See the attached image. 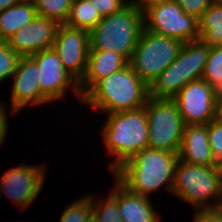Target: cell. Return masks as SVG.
Masks as SVG:
<instances>
[{"label": "cell", "instance_id": "1", "mask_svg": "<svg viewBox=\"0 0 222 222\" xmlns=\"http://www.w3.org/2000/svg\"><path fill=\"white\" fill-rule=\"evenodd\" d=\"M178 153L145 148L135 153L113 174L130 191L151 197L163 186L172 192Z\"/></svg>", "mask_w": 222, "mask_h": 222}, {"label": "cell", "instance_id": "2", "mask_svg": "<svg viewBox=\"0 0 222 222\" xmlns=\"http://www.w3.org/2000/svg\"><path fill=\"white\" fill-rule=\"evenodd\" d=\"M149 87L128 64L120 71L98 80L83 96L81 103L104 114L144 107Z\"/></svg>", "mask_w": 222, "mask_h": 222}, {"label": "cell", "instance_id": "3", "mask_svg": "<svg viewBox=\"0 0 222 222\" xmlns=\"http://www.w3.org/2000/svg\"><path fill=\"white\" fill-rule=\"evenodd\" d=\"M107 115L100 134L108 156L114 158L107 163L114 173L135 153L148 147V119L144 107Z\"/></svg>", "mask_w": 222, "mask_h": 222}, {"label": "cell", "instance_id": "4", "mask_svg": "<svg viewBox=\"0 0 222 222\" xmlns=\"http://www.w3.org/2000/svg\"><path fill=\"white\" fill-rule=\"evenodd\" d=\"M143 27V12L129 2L99 21L89 33V50L114 51L129 62Z\"/></svg>", "mask_w": 222, "mask_h": 222}, {"label": "cell", "instance_id": "5", "mask_svg": "<svg viewBox=\"0 0 222 222\" xmlns=\"http://www.w3.org/2000/svg\"><path fill=\"white\" fill-rule=\"evenodd\" d=\"M171 193L195 210L222 206V184L216 166L193 165L178 160Z\"/></svg>", "mask_w": 222, "mask_h": 222}, {"label": "cell", "instance_id": "6", "mask_svg": "<svg viewBox=\"0 0 222 222\" xmlns=\"http://www.w3.org/2000/svg\"><path fill=\"white\" fill-rule=\"evenodd\" d=\"M210 49L201 39L184 42L177 58L149 87V97L173 99L190 81L200 79Z\"/></svg>", "mask_w": 222, "mask_h": 222}, {"label": "cell", "instance_id": "7", "mask_svg": "<svg viewBox=\"0 0 222 222\" xmlns=\"http://www.w3.org/2000/svg\"><path fill=\"white\" fill-rule=\"evenodd\" d=\"M181 40L151 32L143 27L129 65L150 87L156 78L177 58Z\"/></svg>", "mask_w": 222, "mask_h": 222}, {"label": "cell", "instance_id": "8", "mask_svg": "<svg viewBox=\"0 0 222 222\" xmlns=\"http://www.w3.org/2000/svg\"><path fill=\"white\" fill-rule=\"evenodd\" d=\"M144 108L148 119V148L179 153L186 124L173 99L149 97Z\"/></svg>", "mask_w": 222, "mask_h": 222}, {"label": "cell", "instance_id": "9", "mask_svg": "<svg viewBox=\"0 0 222 222\" xmlns=\"http://www.w3.org/2000/svg\"><path fill=\"white\" fill-rule=\"evenodd\" d=\"M142 12L144 28L151 32L183 43L199 39V20L185 13L174 0H163Z\"/></svg>", "mask_w": 222, "mask_h": 222}, {"label": "cell", "instance_id": "10", "mask_svg": "<svg viewBox=\"0 0 222 222\" xmlns=\"http://www.w3.org/2000/svg\"><path fill=\"white\" fill-rule=\"evenodd\" d=\"M220 94L203 78L190 81L173 98L186 125L208 124L216 118Z\"/></svg>", "mask_w": 222, "mask_h": 222}, {"label": "cell", "instance_id": "11", "mask_svg": "<svg viewBox=\"0 0 222 222\" xmlns=\"http://www.w3.org/2000/svg\"><path fill=\"white\" fill-rule=\"evenodd\" d=\"M44 165L45 163L30 166L22 163L17 167H10L0 176L1 197L5 193L19 209L28 208L44 187Z\"/></svg>", "mask_w": 222, "mask_h": 222}, {"label": "cell", "instance_id": "12", "mask_svg": "<svg viewBox=\"0 0 222 222\" xmlns=\"http://www.w3.org/2000/svg\"><path fill=\"white\" fill-rule=\"evenodd\" d=\"M38 66V84L41 94L51 103L67 96L72 88L81 102L78 82L64 69L59 56L53 48L45 49L30 56Z\"/></svg>", "mask_w": 222, "mask_h": 222}, {"label": "cell", "instance_id": "13", "mask_svg": "<svg viewBox=\"0 0 222 222\" xmlns=\"http://www.w3.org/2000/svg\"><path fill=\"white\" fill-rule=\"evenodd\" d=\"M52 48L64 69L79 83L87 68L89 32L60 24Z\"/></svg>", "mask_w": 222, "mask_h": 222}, {"label": "cell", "instance_id": "14", "mask_svg": "<svg viewBox=\"0 0 222 222\" xmlns=\"http://www.w3.org/2000/svg\"><path fill=\"white\" fill-rule=\"evenodd\" d=\"M38 66L30 56H21L12 75L10 112L18 114L24 107L45 105L50 102L41 94L38 84Z\"/></svg>", "mask_w": 222, "mask_h": 222}, {"label": "cell", "instance_id": "15", "mask_svg": "<svg viewBox=\"0 0 222 222\" xmlns=\"http://www.w3.org/2000/svg\"><path fill=\"white\" fill-rule=\"evenodd\" d=\"M59 26L57 21L37 15L8 38L7 44L20 56H31L52 48Z\"/></svg>", "mask_w": 222, "mask_h": 222}, {"label": "cell", "instance_id": "16", "mask_svg": "<svg viewBox=\"0 0 222 222\" xmlns=\"http://www.w3.org/2000/svg\"><path fill=\"white\" fill-rule=\"evenodd\" d=\"M178 158L187 164L216 165L209 145L208 124L186 125Z\"/></svg>", "mask_w": 222, "mask_h": 222}, {"label": "cell", "instance_id": "17", "mask_svg": "<svg viewBox=\"0 0 222 222\" xmlns=\"http://www.w3.org/2000/svg\"><path fill=\"white\" fill-rule=\"evenodd\" d=\"M129 62L114 51L89 50L87 68L84 77L78 83L83 96L98 80L122 70Z\"/></svg>", "mask_w": 222, "mask_h": 222}, {"label": "cell", "instance_id": "18", "mask_svg": "<svg viewBox=\"0 0 222 222\" xmlns=\"http://www.w3.org/2000/svg\"><path fill=\"white\" fill-rule=\"evenodd\" d=\"M150 200L130 191L117 179V203L122 222H160Z\"/></svg>", "mask_w": 222, "mask_h": 222}, {"label": "cell", "instance_id": "19", "mask_svg": "<svg viewBox=\"0 0 222 222\" xmlns=\"http://www.w3.org/2000/svg\"><path fill=\"white\" fill-rule=\"evenodd\" d=\"M36 16L37 10L33 0H22L18 4L0 11V40L7 41Z\"/></svg>", "mask_w": 222, "mask_h": 222}, {"label": "cell", "instance_id": "20", "mask_svg": "<svg viewBox=\"0 0 222 222\" xmlns=\"http://www.w3.org/2000/svg\"><path fill=\"white\" fill-rule=\"evenodd\" d=\"M199 39L210 47L222 45V6L211 4L199 19Z\"/></svg>", "mask_w": 222, "mask_h": 222}, {"label": "cell", "instance_id": "21", "mask_svg": "<svg viewBox=\"0 0 222 222\" xmlns=\"http://www.w3.org/2000/svg\"><path fill=\"white\" fill-rule=\"evenodd\" d=\"M102 18L91 1L73 0L70 15L65 24L90 33Z\"/></svg>", "mask_w": 222, "mask_h": 222}, {"label": "cell", "instance_id": "22", "mask_svg": "<svg viewBox=\"0 0 222 222\" xmlns=\"http://www.w3.org/2000/svg\"><path fill=\"white\" fill-rule=\"evenodd\" d=\"M116 186L111 188L109 196H106L104 200L94 198L95 195L92 194V208H93V222H122V218L119 213L118 203H117V178Z\"/></svg>", "mask_w": 222, "mask_h": 222}, {"label": "cell", "instance_id": "23", "mask_svg": "<svg viewBox=\"0 0 222 222\" xmlns=\"http://www.w3.org/2000/svg\"><path fill=\"white\" fill-rule=\"evenodd\" d=\"M37 15L65 24L69 18L73 0H33Z\"/></svg>", "mask_w": 222, "mask_h": 222}, {"label": "cell", "instance_id": "24", "mask_svg": "<svg viewBox=\"0 0 222 222\" xmlns=\"http://www.w3.org/2000/svg\"><path fill=\"white\" fill-rule=\"evenodd\" d=\"M70 203L66 204L59 222H93L92 195Z\"/></svg>", "mask_w": 222, "mask_h": 222}, {"label": "cell", "instance_id": "25", "mask_svg": "<svg viewBox=\"0 0 222 222\" xmlns=\"http://www.w3.org/2000/svg\"><path fill=\"white\" fill-rule=\"evenodd\" d=\"M201 78L222 93V45L211 47Z\"/></svg>", "mask_w": 222, "mask_h": 222}, {"label": "cell", "instance_id": "26", "mask_svg": "<svg viewBox=\"0 0 222 222\" xmlns=\"http://www.w3.org/2000/svg\"><path fill=\"white\" fill-rule=\"evenodd\" d=\"M20 57L18 53L8 46L7 41L0 40V83L12 77Z\"/></svg>", "mask_w": 222, "mask_h": 222}, {"label": "cell", "instance_id": "27", "mask_svg": "<svg viewBox=\"0 0 222 222\" xmlns=\"http://www.w3.org/2000/svg\"><path fill=\"white\" fill-rule=\"evenodd\" d=\"M209 145L216 161L222 158V122L213 119L208 123Z\"/></svg>", "mask_w": 222, "mask_h": 222}, {"label": "cell", "instance_id": "28", "mask_svg": "<svg viewBox=\"0 0 222 222\" xmlns=\"http://www.w3.org/2000/svg\"><path fill=\"white\" fill-rule=\"evenodd\" d=\"M185 13L196 17L198 20L210 7L211 0H174Z\"/></svg>", "mask_w": 222, "mask_h": 222}, {"label": "cell", "instance_id": "29", "mask_svg": "<svg viewBox=\"0 0 222 222\" xmlns=\"http://www.w3.org/2000/svg\"><path fill=\"white\" fill-rule=\"evenodd\" d=\"M94 4L95 8L99 10L102 17L111 15L124 6H126L130 0H89Z\"/></svg>", "mask_w": 222, "mask_h": 222}, {"label": "cell", "instance_id": "30", "mask_svg": "<svg viewBox=\"0 0 222 222\" xmlns=\"http://www.w3.org/2000/svg\"><path fill=\"white\" fill-rule=\"evenodd\" d=\"M193 222H222V208L196 210Z\"/></svg>", "mask_w": 222, "mask_h": 222}, {"label": "cell", "instance_id": "31", "mask_svg": "<svg viewBox=\"0 0 222 222\" xmlns=\"http://www.w3.org/2000/svg\"><path fill=\"white\" fill-rule=\"evenodd\" d=\"M0 147H2L5 142V138L8 136V127L9 124L7 122L8 120V114L6 111V107L5 105L2 104V102L0 101Z\"/></svg>", "mask_w": 222, "mask_h": 222}, {"label": "cell", "instance_id": "32", "mask_svg": "<svg viewBox=\"0 0 222 222\" xmlns=\"http://www.w3.org/2000/svg\"><path fill=\"white\" fill-rule=\"evenodd\" d=\"M163 0H130V3L136 6L139 10L143 11L150 5L159 3Z\"/></svg>", "mask_w": 222, "mask_h": 222}, {"label": "cell", "instance_id": "33", "mask_svg": "<svg viewBox=\"0 0 222 222\" xmlns=\"http://www.w3.org/2000/svg\"><path fill=\"white\" fill-rule=\"evenodd\" d=\"M22 0H0V11L8 9L9 7L18 4Z\"/></svg>", "mask_w": 222, "mask_h": 222}, {"label": "cell", "instance_id": "34", "mask_svg": "<svg viewBox=\"0 0 222 222\" xmlns=\"http://www.w3.org/2000/svg\"><path fill=\"white\" fill-rule=\"evenodd\" d=\"M216 119L222 122V93L220 94L217 102Z\"/></svg>", "mask_w": 222, "mask_h": 222}, {"label": "cell", "instance_id": "35", "mask_svg": "<svg viewBox=\"0 0 222 222\" xmlns=\"http://www.w3.org/2000/svg\"><path fill=\"white\" fill-rule=\"evenodd\" d=\"M216 169H217V173L220 179V182L222 184V158L218 161H216Z\"/></svg>", "mask_w": 222, "mask_h": 222}, {"label": "cell", "instance_id": "36", "mask_svg": "<svg viewBox=\"0 0 222 222\" xmlns=\"http://www.w3.org/2000/svg\"><path fill=\"white\" fill-rule=\"evenodd\" d=\"M211 4L222 6V0H211Z\"/></svg>", "mask_w": 222, "mask_h": 222}]
</instances>
